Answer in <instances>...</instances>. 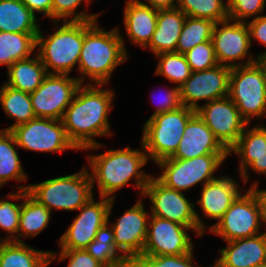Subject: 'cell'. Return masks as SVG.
<instances>
[{"label":"cell","mask_w":266,"mask_h":267,"mask_svg":"<svg viewBox=\"0 0 266 267\" xmlns=\"http://www.w3.org/2000/svg\"><path fill=\"white\" fill-rule=\"evenodd\" d=\"M231 176L221 175L202 186L200 198L195 202L208 219L218 220L224 215L236 198L244 192Z\"/></svg>","instance_id":"cell-21"},{"label":"cell","mask_w":266,"mask_h":267,"mask_svg":"<svg viewBox=\"0 0 266 267\" xmlns=\"http://www.w3.org/2000/svg\"><path fill=\"white\" fill-rule=\"evenodd\" d=\"M261 227L259 205L254 194L247 188L208 230L228 242L263 233Z\"/></svg>","instance_id":"cell-10"},{"label":"cell","mask_w":266,"mask_h":267,"mask_svg":"<svg viewBox=\"0 0 266 267\" xmlns=\"http://www.w3.org/2000/svg\"><path fill=\"white\" fill-rule=\"evenodd\" d=\"M28 194L49 211H78L94 197L86 165L77 173L29 184Z\"/></svg>","instance_id":"cell-5"},{"label":"cell","mask_w":266,"mask_h":267,"mask_svg":"<svg viewBox=\"0 0 266 267\" xmlns=\"http://www.w3.org/2000/svg\"><path fill=\"white\" fill-rule=\"evenodd\" d=\"M158 59L155 74L180 87L191 75L190 66L184 56L178 52H163L155 55Z\"/></svg>","instance_id":"cell-36"},{"label":"cell","mask_w":266,"mask_h":267,"mask_svg":"<svg viewBox=\"0 0 266 267\" xmlns=\"http://www.w3.org/2000/svg\"><path fill=\"white\" fill-rule=\"evenodd\" d=\"M196 113L227 150L237 142L248 125L228 96L201 104Z\"/></svg>","instance_id":"cell-17"},{"label":"cell","mask_w":266,"mask_h":267,"mask_svg":"<svg viewBox=\"0 0 266 267\" xmlns=\"http://www.w3.org/2000/svg\"><path fill=\"white\" fill-rule=\"evenodd\" d=\"M246 24L249 29L251 46L254 39L266 47V15H261L257 18L248 20Z\"/></svg>","instance_id":"cell-43"},{"label":"cell","mask_w":266,"mask_h":267,"mask_svg":"<svg viewBox=\"0 0 266 267\" xmlns=\"http://www.w3.org/2000/svg\"><path fill=\"white\" fill-rule=\"evenodd\" d=\"M188 230L195 232L198 237V227H187L150 215L142 254L182 255L194 251V241L187 232Z\"/></svg>","instance_id":"cell-14"},{"label":"cell","mask_w":266,"mask_h":267,"mask_svg":"<svg viewBox=\"0 0 266 267\" xmlns=\"http://www.w3.org/2000/svg\"><path fill=\"white\" fill-rule=\"evenodd\" d=\"M260 181H254L248 188L255 196L259 205L262 226L266 225V189H258Z\"/></svg>","instance_id":"cell-46"},{"label":"cell","mask_w":266,"mask_h":267,"mask_svg":"<svg viewBox=\"0 0 266 267\" xmlns=\"http://www.w3.org/2000/svg\"><path fill=\"white\" fill-rule=\"evenodd\" d=\"M226 244L213 267H266V232Z\"/></svg>","instance_id":"cell-19"},{"label":"cell","mask_w":266,"mask_h":267,"mask_svg":"<svg viewBox=\"0 0 266 267\" xmlns=\"http://www.w3.org/2000/svg\"><path fill=\"white\" fill-rule=\"evenodd\" d=\"M184 56L192 72L208 70L218 65L212 40L199 43Z\"/></svg>","instance_id":"cell-39"},{"label":"cell","mask_w":266,"mask_h":267,"mask_svg":"<svg viewBox=\"0 0 266 267\" xmlns=\"http://www.w3.org/2000/svg\"><path fill=\"white\" fill-rule=\"evenodd\" d=\"M87 161L93 189L97 184L99 196L110 199H115L117 191L131 184H134L139 190V197H142L152 176L142 169L149 161L142 142L141 150L131 147L109 149L101 154L87 156ZM131 180L134 182L131 183Z\"/></svg>","instance_id":"cell-2"},{"label":"cell","mask_w":266,"mask_h":267,"mask_svg":"<svg viewBox=\"0 0 266 267\" xmlns=\"http://www.w3.org/2000/svg\"><path fill=\"white\" fill-rule=\"evenodd\" d=\"M255 56V63L259 66V68L262 70L263 74L266 77V51H263V53H259Z\"/></svg>","instance_id":"cell-48"},{"label":"cell","mask_w":266,"mask_h":267,"mask_svg":"<svg viewBox=\"0 0 266 267\" xmlns=\"http://www.w3.org/2000/svg\"><path fill=\"white\" fill-rule=\"evenodd\" d=\"M34 14L41 13L52 21V0H21Z\"/></svg>","instance_id":"cell-45"},{"label":"cell","mask_w":266,"mask_h":267,"mask_svg":"<svg viewBox=\"0 0 266 267\" xmlns=\"http://www.w3.org/2000/svg\"><path fill=\"white\" fill-rule=\"evenodd\" d=\"M229 154H206L192 159L167 158L157 162L162 173L156 178L170 189L186 192L198 184L205 185L218 177L214 174Z\"/></svg>","instance_id":"cell-7"},{"label":"cell","mask_w":266,"mask_h":267,"mask_svg":"<svg viewBox=\"0 0 266 267\" xmlns=\"http://www.w3.org/2000/svg\"><path fill=\"white\" fill-rule=\"evenodd\" d=\"M17 242H25L22 238H33L44 231L51 221V211L38 203L28 193L22 198Z\"/></svg>","instance_id":"cell-28"},{"label":"cell","mask_w":266,"mask_h":267,"mask_svg":"<svg viewBox=\"0 0 266 267\" xmlns=\"http://www.w3.org/2000/svg\"><path fill=\"white\" fill-rule=\"evenodd\" d=\"M98 20L84 21V41L79 57L76 77L81 84L107 85L116 68L127 61L126 43L119 27L105 30Z\"/></svg>","instance_id":"cell-3"},{"label":"cell","mask_w":266,"mask_h":267,"mask_svg":"<svg viewBox=\"0 0 266 267\" xmlns=\"http://www.w3.org/2000/svg\"><path fill=\"white\" fill-rule=\"evenodd\" d=\"M29 185H17L15 193H9L4 199H0V230H4L5 237H0V241H15L17 242V234L19 229L20 212L22 209V202L19 200L28 193ZM19 187V188H18ZM9 199V200H6ZM12 200L16 201L12 202Z\"/></svg>","instance_id":"cell-33"},{"label":"cell","mask_w":266,"mask_h":267,"mask_svg":"<svg viewBox=\"0 0 266 267\" xmlns=\"http://www.w3.org/2000/svg\"><path fill=\"white\" fill-rule=\"evenodd\" d=\"M37 16L21 0H0V31L38 33Z\"/></svg>","instance_id":"cell-25"},{"label":"cell","mask_w":266,"mask_h":267,"mask_svg":"<svg viewBox=\"0 0 266 267\" xmlns=\"http://www.w3.org/2000/svg\"><path fill=\"white\" fill-rule=\"evenodd\" d=\"M196 111L182 105L178 109L148 118L143 125L141 142L148 160L155 164L171 158L178 146L188 121Z\"/></svg>","instance_id":"cell-6"},{"label":"cell","mask_w":266,"mask_h":267,"mask_svg":"<svg viewBox=\"0 0 266 267\" xmlns=\"http://www.w3.org/2000/svg\"><path fill=\"white\" fill-rule=\"evenodd\" d=\"M252 170L254 173H257L262 176H266V155L263 156H256L254 161H252L241 173L240 178H242V181L244 185L249 180V171Z\"/></svg>","instance_id":"cell-44"},{"label":"cell","mask_w":266,"mask_h":267,"mask_svg":"<svg viewBox=\"0 0 266 267\" xmlns=\"http://www.w3.org/2000/svg\"><path fill=\"white\" fill-rule=\"evenodd\" d=\"M189 252L182 255H138L127 261V267H202L193 265V254ZM213 267V265H209Z\"/></svg>","instance_id":"cell-37"},{"label":"cell","mask_w":266,"mask_h":267,"mask_svg":"<svg viewBox=\"0 0 266 267\" xmlns=\"http://www.w3.org/2000/svg\"><path fill=\"white\" fill-rule=\"evenodd\" d=\"M34 56L14 62L7 69L8 79L4 84L29 94L33 93L48 74L39 55L35 53Z\"/></svg>","instance_id":"cell-24"},{"label":"cell","mask_w":266,"mask_h":267,"mask_svg":"<svg viewBox=\"0 0 266 267\" xmlns=\"http://www.w3.org/2000/svg\"><path fill=\"white\" fill-rule=\"evenodd\" d=\"M37 35L0 31V65L8 69L16 61L30 58L36 50Z\"/></svg>","instance_id":"cell-31"},{"label":"cell","mask_w":266,"mask_h":267,"mask_svg":"<svg viewBox=\"0 0 266 267\" xmlns=\"http://www.w3.org/2000/svg\"><path fill=\"white\" fill-rule=\"evenodd\" d=\"M93 0H52L53 21H92L98 20L102 12L89 14L87 11H77L82 3L89 4Z\"/></svg>","instance_id":"cell-38"},{"label":"cell","mask_w":266,"mask_h":267,"mask_svg":"<svg viewBox=\"0 0 266 267\" xmlns=\"http://www.w3.org/2000/svg\"><path fill=\"white\" fill-rule=\"evenodd\" d=\"M13 133L18 148L34 152H52L60 154L65 150H77L68 139L61 120L35 118L25 124L14 127Z\"/></svg>","instance_id":"cell-11"},{"label":"cell","mask_w":266,"mask_h":267,"mask_svg":"<svg viewBox=\"0 0 266 267\" xmlns=\"http://www.w3.org/2000/svg\"><path fill=\"white\" fill-rule=\"evenodd\" d=\"M17 150L13 133L0 129V188L10 180H16L19 183L27 180L28 176Z\"/></svg>","instance_id":"cell-29"},{"label":"cell","mask_w":266,"mask_h":267,"mask_svg":"<svg viewBox=\"0 0 266 267\" xmlns=\"http://www.w3.org/2000/svg\"><path fill=\"white\" fill-rule=\"evenodd\" d=\"M140 198L115 222L109 221L114 199H111L108 210V222L114 230V246L127 260L142 254L147 237L150 214L145 209L142 197Z\"/></svg>","instance_id":"cell-15"},{"label":"cell","mask_w":266,"mask_h":267,"mask_svg":"<svg viewBox=\"0 0 266 267\" xmlns=\"http://www.w3.org/2000/svg\"><path fill=\"white\" fill-rule=\"evenodd\" d=\"M211 40L217 62L222 66L234 68L256 60L249 51L252 46L246 22L228 18L215 23Z\"/></svg>","instance_id":"cell-12"},{"label":"cell","mask_w":266,"mask_h":267,"mask_svg":"<svg viewBox=\"0 0 266 267\" xmlns=\"http://www.w3.org/2000/svg\"><path fill=\"white\" fill-rule=\"evenodd\" d=\"M142 197L150 200L151 216L170 220L187 227H198V237L204 236L207 225L194 208L195 203L190 202L182 191L166 187L156 176L152 175L144 188Z\"/></svg>","instance_id":"cell-8"},{"label":"cell","mask_w":266,"mask_h":267,"mask_svg":"<svg viewBox=\"0 0 266 267\" xmlns=\"http://www.w3.org/2000/svg\"><path fill=\"white\" fill-rule=\"evenodd\" d=\"M161 93L163 92L161 91ZM162 96L163 94L160 96L161 98L159 99L160 101H158L157 104L158 106H155L156 109L149 118L157 114L173 111L182 106L180 100V87L178 86L172 87L171 89H168L165 92L163 97Z\"/></svg>","instance_id":"cell-42"},{"label":"cell","mask_w":266,"mask_h":267,"mask_svg":"<svg viewBox=\"0 0 266 267\" xmlns=\"http://www.w3.org/2000/svg\"><path fill=\"white\" fill-rule=\"evenodd\" d=\"M231 68L218 64L217 66L197 72H191L190 77L180 86L181 104L197 111L203 104L228 96Z\"/></svg>","instance_id":"cell-16"},{"label":"cell","mask_w":266,"mask_h":267,"mask_svg":"<svg viewBox=\"0 0 266 267\" xmlns=\"http://www.w3.org/2000/svg\"><path fill=\"white\" fill-rule=\"evenodd\" d=\"M186 15L177 7L158 10L155 31L145 49L154 54L176 52V46L182 31Z\"/></svg>","instance_id":"cell-23"},{"label":"cell","mask_w":266,"mask_h":267,"mask_svg":"<svg viewBox=\"0 0 266 267\" xmlns=\"http://www.w3.org/2000/svg\"><path fill=\"white\" fill-rule=\"evenodd\" d=\"M53 21L56 31L43 35L39 29L36 37V53L48 74H66L78 68L84 41V21Z\"/></svg>","instance_id":"cell-4"},{"label":"cell","mask_w":266,"mask_h":267,"mask_svg":"<svg viewBox=\"0 0 266 267\" xmlns=\"http://www.w3.org/2000/svg\"><path fill=\"white\" fill-rule=\"evenodd\" d=\"M49 250H37L25 242H0V267H48Z\"/></svg>","instance_id":"cell-26"},{"label":"cell","mask_w":266,"mask_h":267,"mask_svg":"<svg viewBox=\"0 0 266 267\" xmlns=\"http://www.w3.org/2000/svg\"><path fill=\"white\" fill-rule=\"evenodd\" d=\"M123 13V26L129 41L144 49L155 31L158 9L138 0H127Z\"/></svg>","instance_id":"cell-22"},{"label":"cell","mask_w":266,"mask_h":267,"mask_svg":"<svg viewBox=\"0 0 266 267\" xmlns=\"http://www.w3.org/2000/svg\"><path fill=\"white\" fill-rule=\"evenodd\" d=\"M138 1L158 10L176 8L178 3V0H145L144 2L141 0Z\"/></svg>","instance_id":"cell-47"},{"label":"cell","mask_w":266,"mask_h":267,"mask_svg":"<svg viewBox=\"0 0 266 267\" xmlns=\"http://www.w3.org/2000/svg\"><path fill=\"white\" fill-rule=\"evenodd\" d=\"M85 250L104 267H127V259L114 246V230L106 222Z\"/></svg>","instance_id":"cell-32"},{"label":"cell","mask_w":266,"mask_h":267,"mask_svg":"<svg viewBox=\"0 0 266 267\" xmlns=\"http://www.w3.org/2000/svg\"><path fill=\"white\" fill-rule=\"evenodd\" d=\"M215 22L186 16L176 46V52L185 54L199 43L209 41L213 35Z\"/></svg>","instance_id":"cell-34"},{"label":"cell","mask_w":266,"mask_h":267,"mask_svg":"<svg viewBox=\"0 0 266 267\" xmlns=\"http://www.w3.org/2000/svg\"><path fill=\"white\" fill-rule=\"evenodd\" d=\"M59 262L69 259L67 267H104L85 249H60V251L49 250V264L54 260Z\"/></svg>","instance_id":"cell-41"},{"label":"cell","mask_w":266,"mask_h":267,"mask_svg":"<svg viewBox=\"0 0 266 267\" xmlns=\"http://www.w3.org/2000/svg\"><path fill=\"white\" fill-rule=\"evenodd\" d=\"M81 83L66 74H47L42 84L30 93L36 118L61 120Z\"/></svg>","instance_id":"cell-13"},{"label":"cell","mask_w":266,"mask_h":267,"mask_svg":"<svg viewBox=\"0 0 266 267\" xmlns=\"http://www.w3.org/2000/svg\"><path fill=\"white\" fill-rule=\"evenodd\" d=\"M206 154H228V150L196 113L188 121L179 146L171 158L185 160Z\"/></svg>","instance_id":"cell-20"},{"label":"cell","mask_w":266,"mask_h":267,"mask_svg":"<svg viewBox=\"0 0 266 267\" xmlns=\"http://www.w3.org/2000/svg\"><path fill=\"white\" fill-rule=\"evenodd\" d=\"M177 8L186 16L215 23L229 18L227 0H178Z\"/></svg>","instance_id":"cell-35"},{"label":"cell","mask_w":266,"mask_h":267,"mask_svg":"<svg viewBox=\"0 0 266 267\" xmlns=\"http://www.w3.org/2000/svg\"><path fill=\"white\" fill-rule=\"evenodd\" d=\"M228 97L248 124L266 116V77L255 62L231 68Z\"/></svg>","instance_id":"cell-9"},{"label":"cell","mask_w":266,"mask_h":267,"mask_svg":"<svg viewBox=\"0 0 266 267\" xmlns=\"http://www.w3.org/2000/svg\"><path fill=\"white\" fill-rule=\"evenodd\" d=\"M229 19L247 22L248 18L261 16L266 7V0H227Z\"/></svg>","instance_id":"cell-40"},{"label":"cell","mask_w":266,"mask_h":267,"mask_svg":"<svg viewBox=\"0 0 266 267\" xmlns=\"http://www.w3.org/2000/svg\"><path fill=\"white\" fill-rule=\"evenodd\" d=\"M0 105L9 119H15L12 125L2 130L11 131L14 127L36 118L33 112L30 94L5 84L0 86Z\"/></svg>","instance_id":"cell-30"},{"label":"cell","mask_w":266,"mask_h":267,"mask_svg":"<svg viewBox=\"0 0 266 267\" xmlns=\"http://www.w3.org/2000/svg\"><path fill=\"white\" fill-rule=\"evenodd\" d=\"M105 84H81L61 119L68 139L78 150L104 147L95 137H110L109 113L113 109V89Z\"/></svg>","instance_id":"cell-1"},{"label":"cell","mask_w":266,"mask_h":267,"mask_svg":"<svg viewBox=\"0 0 266 267\" xmlns=\"http://www.w3.org/2000/svg\"><path fill=\"white\" fill-rule=\"evenodd\" d=\"M228 154H235L241 159L236 169L239 173L254 161L256 156L266 155V125L250 127L248 124L237 142L228 150Z\"/></svg>","instance_id":"cell-27"},{"label":"cell","mask_w":266,"mask_h":267,"mask_svg":"<svg viewBox=\"0 0 266 267\" xmlns=\"http://www.w3.org/2000/svg\"><path fill=\"white\" fill-rule=\"evenodd\" d=\"M100 201L91 198L79 210L69 228L60 236V249H85L95 237L97 231L108 222V210L111 199L99 196Z\"/></svg>","instance_id":"cell-18"}]
</instances>
